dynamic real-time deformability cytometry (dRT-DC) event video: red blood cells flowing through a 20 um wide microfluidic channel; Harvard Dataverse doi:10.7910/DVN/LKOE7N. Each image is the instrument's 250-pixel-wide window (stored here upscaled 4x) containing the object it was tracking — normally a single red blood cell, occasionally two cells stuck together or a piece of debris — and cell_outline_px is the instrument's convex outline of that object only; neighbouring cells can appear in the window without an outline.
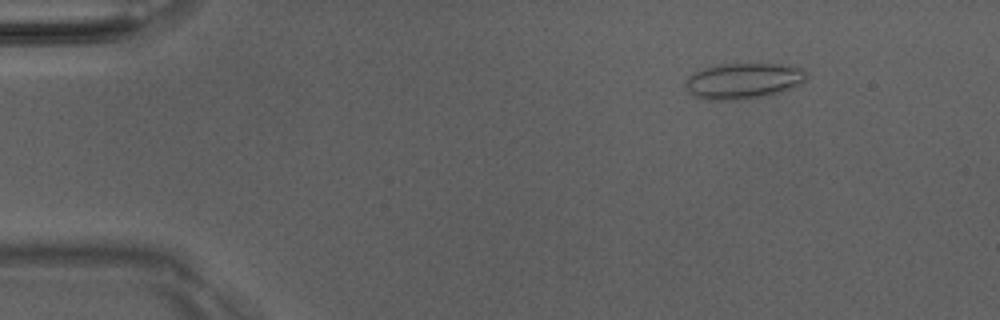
{"species": "Egyptian fruit bat (a non-hibernating species)", "species_latin": "Rousettus aegyptiacus", "temperature_condition": "room temperature", "stored_images_in_passage": 14, "camera_frame_rate_fps": 3000, "um_per_image_px": 0.085, "animal": {"sex": "male"}, "frame": {"image": 1, "passage_image": 7, "time_ms": 2.0, "image_size_px": [1000, 320], "cell_outline_px": [[808, 76], [800, 84], [792, 88], [772, 96], [732, 100], [708, 100], [692, 96], [688, 92], [684, 84], [688, 76], [704, 68], [720, 64], [780, 64], [804, 68]], "centroid_in_image_um": [63.2, 6.89], "position_along_channel_um": 21.8, "area_um2": 25.61}}